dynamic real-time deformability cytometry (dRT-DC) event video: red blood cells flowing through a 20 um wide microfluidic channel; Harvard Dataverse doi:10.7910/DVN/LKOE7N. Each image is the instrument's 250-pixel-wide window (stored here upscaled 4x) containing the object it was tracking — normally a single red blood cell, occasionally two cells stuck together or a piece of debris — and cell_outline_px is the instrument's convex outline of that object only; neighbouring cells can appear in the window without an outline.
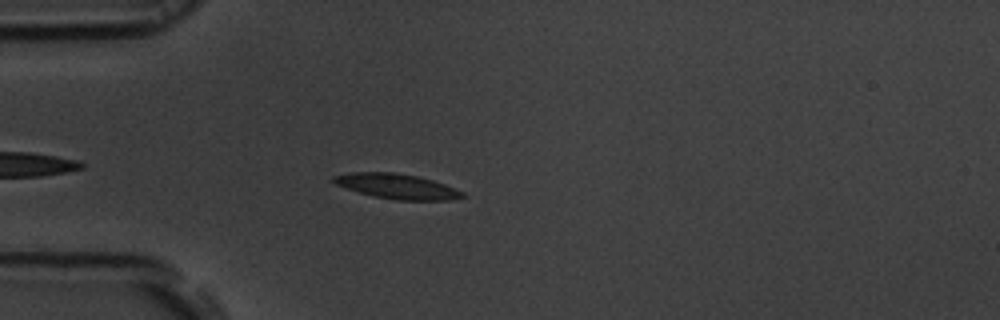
{"species": "common noctule bat (a hibernating species)", "species_latin": "Nyctalus noctula", "temperature_condition": "room temperature", "stored_images_in_passage": 33, "camera_frame_rate_fps": 3000, "um_per_image_px": 0.085, "animal": {"sex": "male", "body_mass_g": 19.5, "forearm_length_mm": 54.6}, "frame": {"image": 1, "passage_image": 6, "time_ms": 1.667, "image_size_px": [1000, 320], "cell_outline_px": [[464, 196], [448, 200], [396, 200], [372, 196], [336, 184], [332, 180], [332, 176], [352, 172], [396, 172], [416, 176], [432, 180], [444, 184], [464, 192]], "centroid_in_image_um": [33.73, 15.83], "position_along_channel_um": 51.3, "area_um2": 18.55}}
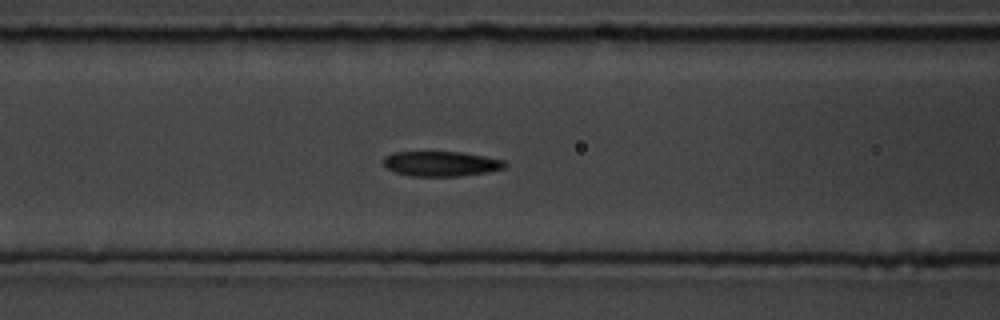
{"frame": {"image": 2, "passage_image": 13, "time_ms": 4.0, "image_size_px": [1000, 320], "cell_outline_px": [[508, 164], [504, 168], [488, 172], [460, 176], [412, 176], [396, 172], [388, 168], [384, 164], [384, 156], [392, 152], [460, 152], [484, 156], [504, 160]], "centroid_in_image_um": [37.51, 13.91], "position_along_channel_um": 129.1, "area_um2": 17.63}}
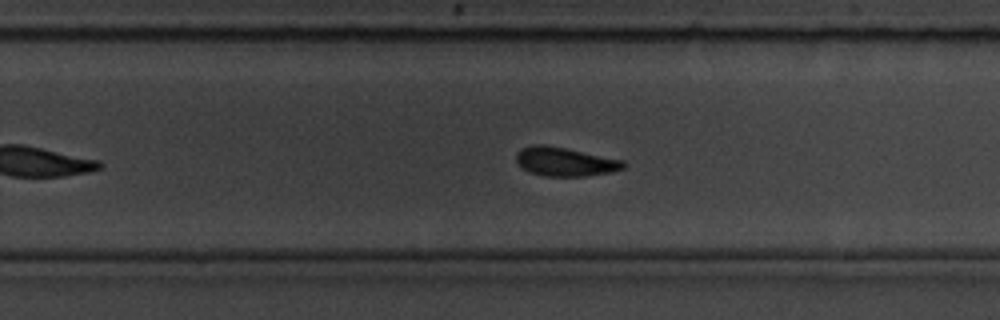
{"frame": {"image": 3, "passage_image": 25, "time_ms": 8.0, "image_size_px": [1000, 320], "cell_outline_px": [[624, 168], [612, 172], [584, 176], [544, 176], [528, 172], [516, 160], [516, 152], [520, 148], [532, 144], [544, 144], [624, 160]], "centroid_in_image_um": [47.99, 13.74], "position_along_channel_um": 281.8, "area_um2": 17.98}, "authors_computed_cell_mechanics": {"area_um2": 18.207, "velocity_mm_per_s": 3.8219, "shape_relaxation_time_tau1_ms": 3.688, "shape_relaxation_time_tau2_ms": 2.4208, "deformation_change_tau1": 0.1201, "deformation_change_tau2": 0.0735}}